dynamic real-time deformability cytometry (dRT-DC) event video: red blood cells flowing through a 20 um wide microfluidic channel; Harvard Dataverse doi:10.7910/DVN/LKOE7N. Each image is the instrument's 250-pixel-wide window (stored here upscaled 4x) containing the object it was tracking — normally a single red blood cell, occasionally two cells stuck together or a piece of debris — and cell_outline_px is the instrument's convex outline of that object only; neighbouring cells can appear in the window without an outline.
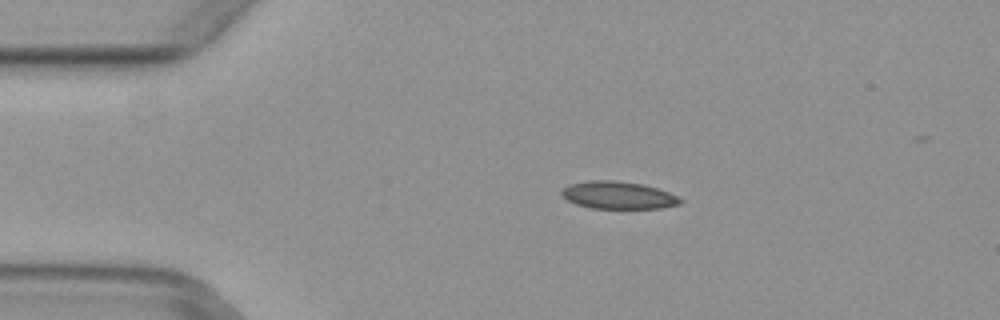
{"species": "common noctule bat (a hibernating species)", "species_latin": "Nyctalus noctula", "temperature_condition": "warm", "stored_images_in_passage": 3, "camera_frame_rate_fps": 3000, "um_per_image_px": 0.085, "animal": {"sex": "female", "body_mass_g": 29.2, "forearm_length_mm": 56.3}, "frame": {"image": 1, "passage_image": 1, "time_ms": 0.0, "image_size_px": [1000, 320], "cell_outline_px": [[684, 200], [680, 204], [660, 208], [592, 208], [576, 204], [568, 200], [560, 192], [568, 184], [588, 180], [612, 180], [644, 184], [668, 192]], "centroid_in_image_um": [52.54, 16.58], "position_along_channel_um": 32.5, "area_um2": 18.9}}